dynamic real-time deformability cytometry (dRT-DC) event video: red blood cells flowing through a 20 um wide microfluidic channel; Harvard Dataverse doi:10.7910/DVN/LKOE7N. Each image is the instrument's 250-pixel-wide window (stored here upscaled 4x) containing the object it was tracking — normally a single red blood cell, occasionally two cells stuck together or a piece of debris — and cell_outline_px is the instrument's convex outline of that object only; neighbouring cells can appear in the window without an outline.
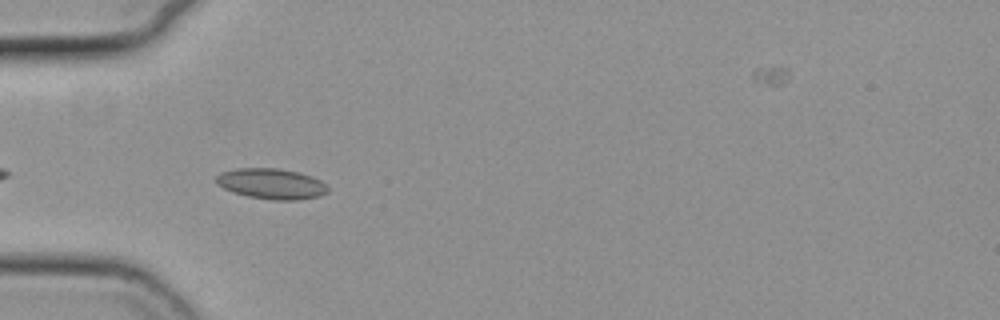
{"species": "common noctule bat (a hibernating species)", "species_latin": "Nyctalus noctula", "temperature_condition": "cold", "stored_images_in_passage": 20, "camera_frame_rate_fps": 3000, "um_per_image_px": 0.085, "animal": {"sex": "female", "body_mass_g": 19.3, "forearm_length_mm": 54.1}, "frame": {"image": 1, "passage_image": 4, "time_ms": 1.0, "image_size_px": [1000, 320], "cell_outline_px": [[328, 192], [320, 196], [296, 200], [272, 200], [248, 196], [232, 192], [216, 184], [216, 176], [220, 172], [236, 168], [280, 168], [312, 176], [320, 180], [328, 188]], "centroid_in_image_um": [23.05, 15.62], "position_along_channel_um": 62.0, "area_um2": 19.94}}
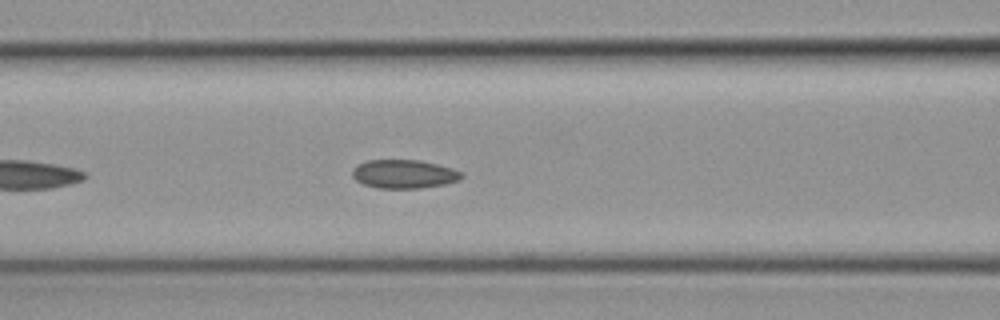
{"frame": {"image": 2, "passage_image": 10, "time_ms": 3.0, "image_size_px": [1000, 320], "cell_outline_px": [[464, 176], [460, 180], [444, 184], [420, 188], [376, 188], [364, 184], [356, 180], [352, 176], [352, 168], [356, 164], [368, 160], [420, 160], [452, 168], [464, 172]], "centroid_in_image_um": [34.34, 14.79], "position_along_channel_um": 132.3, "area_um2": 18.38}}
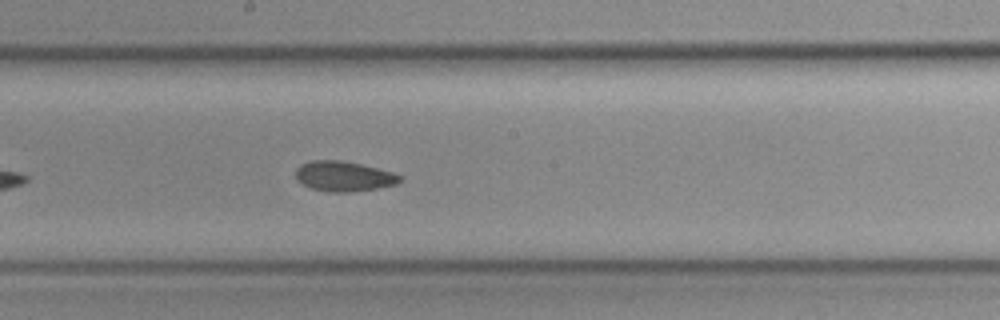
{"frame": {"image": 3, "passage_image": 17, "time_ms": 5.333, "image_size_px": [1000, 320], "cell_outline_px": [[404, 180], [396, 184], [376, 188], [348, 192], [328, 192], [312, 188], [304, 184], [296, 176], [296, 168], [300, 164], [312, 160], [340, 160], [360, 164], [392, 172], [400, 176]], "centroid_in_image_um": [29.22, 14.98], "position_along_channel_um": 219.0, "area_um2": 18.03}}